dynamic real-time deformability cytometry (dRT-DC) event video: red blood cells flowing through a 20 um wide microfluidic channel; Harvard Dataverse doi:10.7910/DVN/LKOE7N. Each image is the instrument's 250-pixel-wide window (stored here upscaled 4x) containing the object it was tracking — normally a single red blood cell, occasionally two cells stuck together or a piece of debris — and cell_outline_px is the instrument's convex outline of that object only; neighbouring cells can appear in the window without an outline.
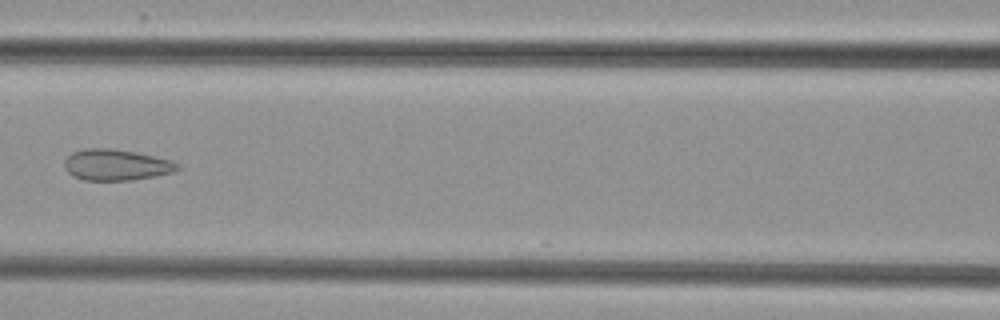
{"species": "common noctule bat (a hibernating species)", "species_latin": "Nyctalus noctula", "temperature_condition": "cold", "stored_images_in_passage": 8, "camera_frame_rate_fps": 3000, "um_per_image_px": 0.085, "animal": {"sex": "female", "body_mass_g": 29.2, "forearm_length_mm": 56.3}, "frame": {"image": 1, "passage_image": 8, "time_ms": 8.0, "image_size_px": [1000, 320], "cell_outline_px": [[180, 168], [176, 172], [132, 180], [84, 180], [72, 176], [64, 168], [64, 160], [72, 152], [84, 148], [112, 148], [136, 152], [172, 160], [180, 164]], "centroid_in_image_um": [9.88, 14.01], "position_along_channel_um": 156.7, "area_um2": 20.75}}